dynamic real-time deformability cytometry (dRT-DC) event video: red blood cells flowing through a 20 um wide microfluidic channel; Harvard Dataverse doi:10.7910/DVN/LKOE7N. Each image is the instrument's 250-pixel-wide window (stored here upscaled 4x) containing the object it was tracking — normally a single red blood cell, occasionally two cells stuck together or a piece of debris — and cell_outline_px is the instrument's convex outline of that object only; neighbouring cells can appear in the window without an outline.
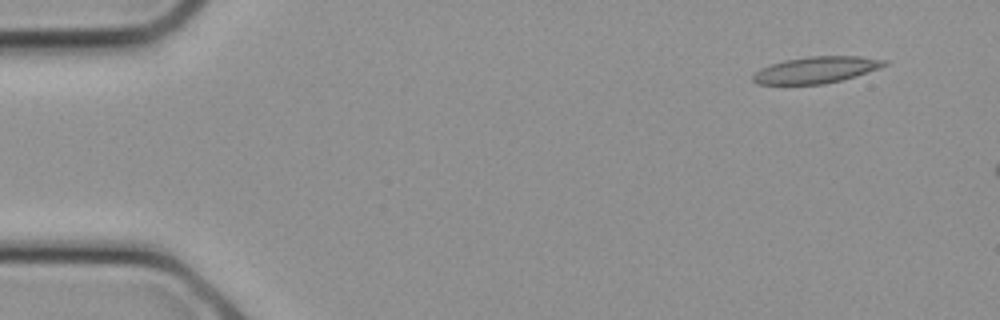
{"species": "common noctule bat (a hibernating species)", "species_latin": "Nyctalus noctula", "temperature_condition": "cold", "stored_images_in_passage": 5, "camera_frame_rate_fps": 3000, "um_per_image_px": 0.085, "animal": {"sex": "female", "body_mass_g": 21.9}, "frame": {"image": 1, "passage_image": 2, "time_ms": 0.333, "image_size_px": [1000, 320], "cell_outline_px": [[888, 64], [880, 68], [856, 76], [824, 84], [756, 84], [752, 80], [752, 76], [760, 68], [784, 60], [808, 56], [860, 56], [888, 60]], "centroid_in_image_um": [69.39, 5.93], "position_along_channel_um": 15.6, "area_um2": 20.35}}